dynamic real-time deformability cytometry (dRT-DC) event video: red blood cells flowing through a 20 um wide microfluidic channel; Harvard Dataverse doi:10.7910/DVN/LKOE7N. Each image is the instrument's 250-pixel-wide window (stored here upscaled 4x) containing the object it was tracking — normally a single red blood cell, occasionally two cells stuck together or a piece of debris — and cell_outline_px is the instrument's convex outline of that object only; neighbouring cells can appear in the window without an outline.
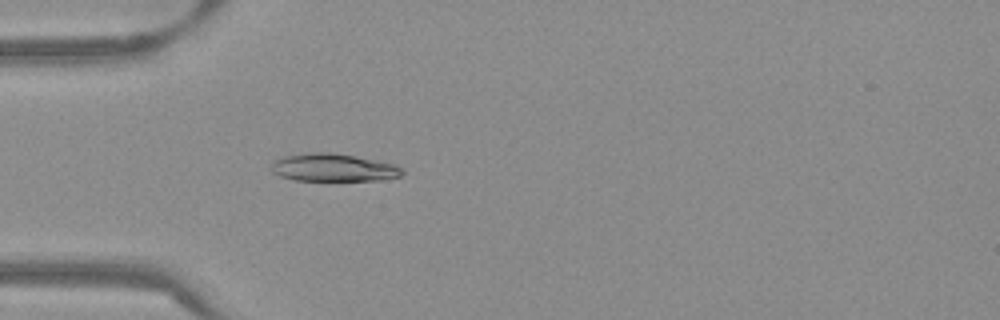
{"species": "Egyptian fruit bat (a non-hibernating species)", "species_latin": "Rousettus aegyptiacus", "temperature_condition": "warm", "stored_images_in_passage": 38, "camera_frame_rate_fps": 3000, "um_per_image_px": 0.085, "frame": {"image": 1, "passage_image": 1, "time_ms": 0.0, "image_size_px": [1000, 320], "cell_outline_px": [[404, 172], [400, 176], [380, 180], [292, 180], [280, 176], [272, 172], [268, 168], [272, 160], [284, 156], [312, 152], [328, 152], [352, 156], [396, 164]], "centroid_in_image_um": [28.25, 14.25], "position_along_channel_um": 56.7, "area_um2": 21.15}}
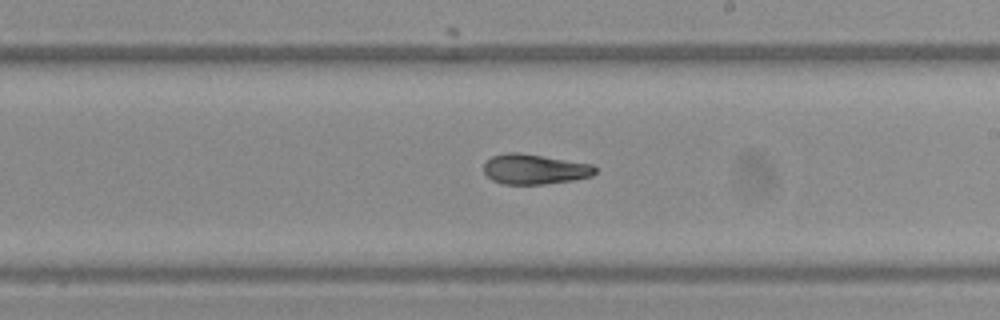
{"frame": {"image": 2, "passage_image": 16, "time_ms": 5.0, "image_size_px": [1000, 320], "cell_outline_px": [[596, 172], [592, 176], [572, 180], [544, 184], [504, 184], [492, 180], [484, 172], [484, 164], [492, 156], [508, 152], [520, 152], [592, 164], [596, 168]], "centroid_in_image_um": [45.44, 14.37], "position_along_channel_um": 243.6, "area_um2": 19.48}}
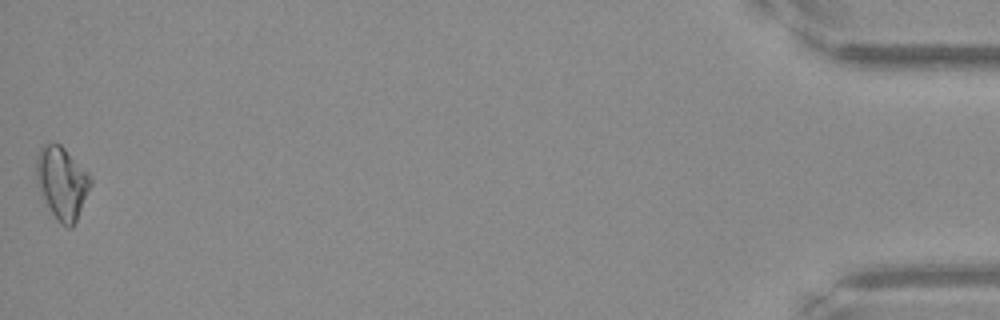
{"frame": {"image": 3, "passage_image": 38, "time_ms": 12.333, "image_size_px": [1000, 320], "cell_outline_px": [[92, 184], [76, 220], [72, 228], [68, 228], [60, 224], [56, 220], [36, 180], [36, 156], [40, 148], [44, 144], [60, 144], [92, 176]], "centroid_in_image_um": [5.29, 15.53], "position_along_channel_um": 429.9, "area_um2": 22.54}, "authors_computed_cell_mechanics": {"area_um2": 20.2011, "velocity_mm_per_s": 3.8417, "shape_relaxation_time_tau1_ms": 11.3293, "shape_relaxation_time_tau2_ms": 3.2477, "deformation_change_tau1": 0.2471, "deformation_change_tau2": 0.0775}}